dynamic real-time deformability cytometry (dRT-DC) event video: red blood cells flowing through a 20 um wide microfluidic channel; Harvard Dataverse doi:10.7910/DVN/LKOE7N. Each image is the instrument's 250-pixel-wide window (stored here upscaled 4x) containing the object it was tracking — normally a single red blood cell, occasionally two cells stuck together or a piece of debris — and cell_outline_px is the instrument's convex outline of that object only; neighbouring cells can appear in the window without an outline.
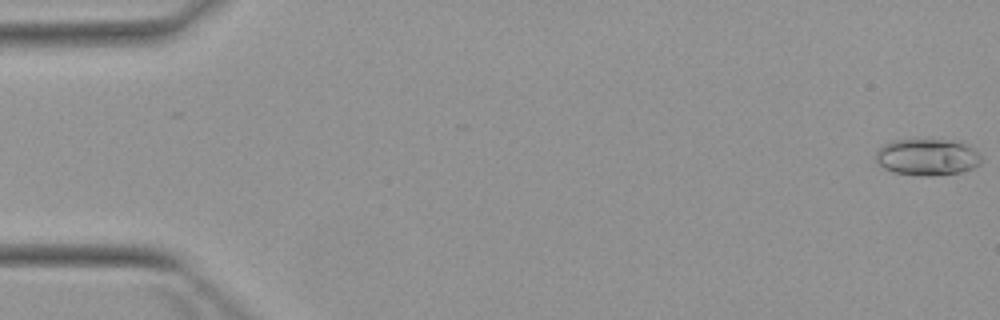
{"species": "Egyptian fruit bat (a non-hibernating species)", "species_latin": "Rousettus aegyptiacus", "temperature_condition": "warm", "stored_images_in_passage": 4, "segment_of_instrument_passage": [2, 2], "camera_frame_rate_fps": 3000, "um_per_image_px": 0.085, "animal": {"sex": "female"}, "frame": {"image": 1, "passage_image": 4, "time_ms": 3.667, "image_size_px": [1000, 320], "cell_outline_px": [[984, 160], [980, 164], [964, 172], [932, 176], [920, 176], [892, 172], [884, 168], [876, 160], [876, 152], [884, 144], [892, 140], [916, 136], [960, 140], [972, 148]], "centroid_in_image_um": [78.83, 13.3], "position_along_channel_um": 6.2, "area_um2": 23.7}}